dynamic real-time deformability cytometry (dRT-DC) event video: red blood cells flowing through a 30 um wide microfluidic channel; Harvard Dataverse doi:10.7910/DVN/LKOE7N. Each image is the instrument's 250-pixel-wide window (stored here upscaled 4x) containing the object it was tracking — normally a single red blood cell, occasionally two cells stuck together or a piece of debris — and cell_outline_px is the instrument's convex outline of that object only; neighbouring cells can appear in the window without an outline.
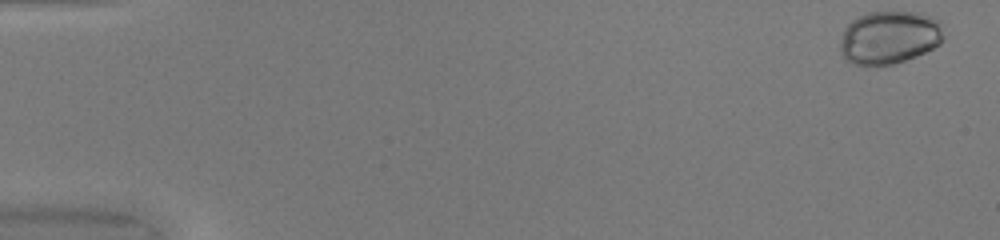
{"species": "common noctule bat (a hibernating species)", "species_latin": "Nyctalus noctula", "temperature_condition": "warm", "stored_images_in_passage": 50, "camera_frame_rate_fps": 3000, "um_per_image_px": 0.085, "animal": {"sex": "female", "body_mass_g": 20.0, "forearm_length_mm": 54.0}, "frame": {"image": 1, "passage_image": 1, "time_ms": 0.0, "image_size_px": [1000, 240], "cell_outline_px": [[944, 40], [940, 44], [916, 56], [892, 64], [864, 68], [852, 64], [844, 60], [840, 52], [840, 40], [844, 28], [856, 16], [868, 12], [920, 12], [932, 16], [940, 20], [944, 36]], "centroid_in_image_um": [75.56, 3.2], "position_along_channel_um": 9.4, "area_um2": 32.89}}
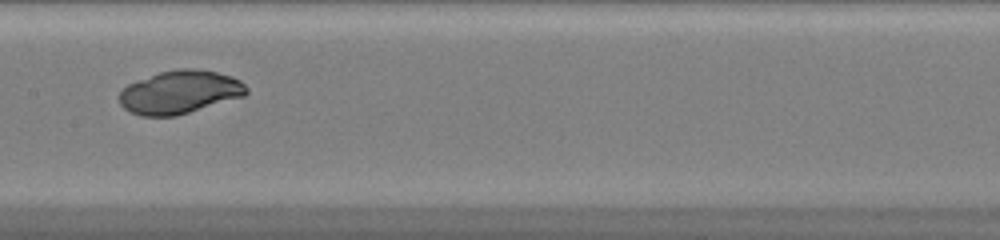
{"frame": {"image": 2, "passage_image": 26, "time_ms": 8.333, "image_size_px": [1000, 240], "cell_outline_px": [[248, 92], [244, 96], [176, 116], [140, 116], [124, 108], [120, 104], [120, 92], [128, 84], [160, 72], [180, 68], [196, 68], [216, 72], [232, 76], [240, 80], [248, 88]], "centroid_in_image_um": [15.3, 7.83], "position_along_channel_um": 192.1, "area_um2": 31.85}}
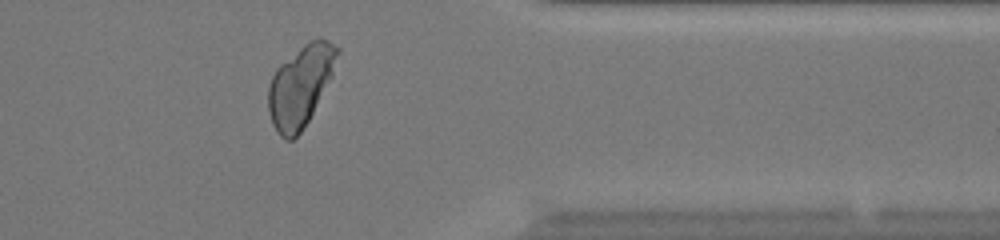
{"frame": {"image": 3, "passage_image": 41, "time_ms": 13.333, "image_size_px": [1000, 240], "cell_outline_px": [[340, 52], [332, 76], [308, 120], [300, 132], [292, 140], [284, 140], [276, 132], [272, 124], [268, 112], [268, 88], [272, 76], [276, 68], [280, 64], [308, 40], [320, 36], [328, 40], [340, 48]], "centroid_in_image_um": [25.54, 7.27], "position_along_channel_um": 385.9, "area_um2": 32.71}}